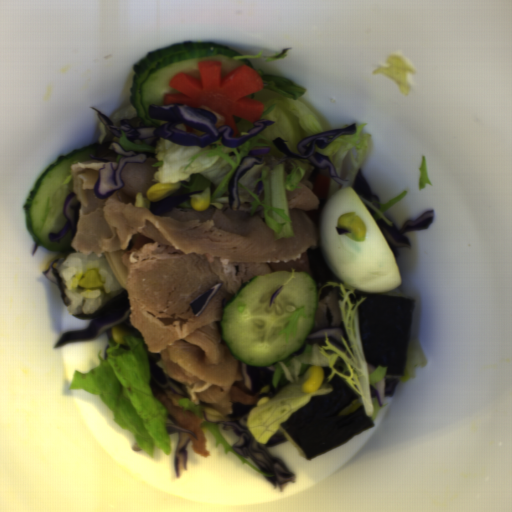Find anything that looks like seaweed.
Returning <instances> with one entry per match:
<instances>
[{"mask_svg": "<svg viewBox=\"0 0 512 512\" xmlns=\"http://www.w3.org/2000/svg\"><path fill=\"white\" fill-rule=\"evenodd\" d=\"M321 369L322 384H331V392L312 396L280 424L303 451L306 460L335 449L375 426L363 405L349 415H340L360 396L338 374L329 380L330 366Z\"/></svg>", "mask_w": 512, "mask_h": 512, "instance_id": "1", "label": "seaweed"}, {"mask_svg": "<svg viewBox=\"0 0 512 512\" xmlns=\"http://www.w3.org/2000/svg\"><path fill=\"white\" fill-rule=\"evenodd\" d=\"M348 296L355 305L365 298L356 313L366 363L376 369L380 365L386 368L385 375L402 379L411 342L414 300L355 288Z\"/></svg>", "mask_w": 512, "mask_h": 512, "instance_id": "2", "label": "seaweed"}, {"mask_svg": "<svg viewBox=\"0 0 512 512\" xmlns=\"http://www.w3.org/2000/svg\"><path fill=\"white\" fill-rule=\"evenodd\" d=\"M121 283V282H120ZM122 287H123V290L121 292H119L118 294H116L115 296H113L112 298H110L109 300H107L100 308H98L95 312L93 313H78L76 315H73L75 318H78L80 320H93V318H95L96 316L100 315L101 313H103L105 311V309L109 306V304L111 302H113L114 300L118 299L119 297L123 296V295H127L128 296V291L126 289V287L121 283Z\"/></svg>", "mask_w": 512, "mask_h": 512, "instance_id": "3", "label": "seaweed"}, {"mask_svg": "<svg viewBox=\"0 0 512 512\" xmlns=\"http://www.w3.org/2000/svg\"><path fill=\"white\" fill-rule=\"evenodd\" d=\"M58 259H59V258H56V259L52 262L51 267H52L53 276H54V278H55V281H56V284H57V287H58V290H59V293H60L61 299H62V301H63L64 305H66V306H67V305H68V301H67V299H66V297H65L64 285H63V283H62V281H61V277H60V276L58 275V273H57L56 268L53 266V264H54V263H56Z\"/></svg>", "mask_w": 512, "mask_h": 512, "instance_id": "4", "label": "seaweed"}]
</instances>
